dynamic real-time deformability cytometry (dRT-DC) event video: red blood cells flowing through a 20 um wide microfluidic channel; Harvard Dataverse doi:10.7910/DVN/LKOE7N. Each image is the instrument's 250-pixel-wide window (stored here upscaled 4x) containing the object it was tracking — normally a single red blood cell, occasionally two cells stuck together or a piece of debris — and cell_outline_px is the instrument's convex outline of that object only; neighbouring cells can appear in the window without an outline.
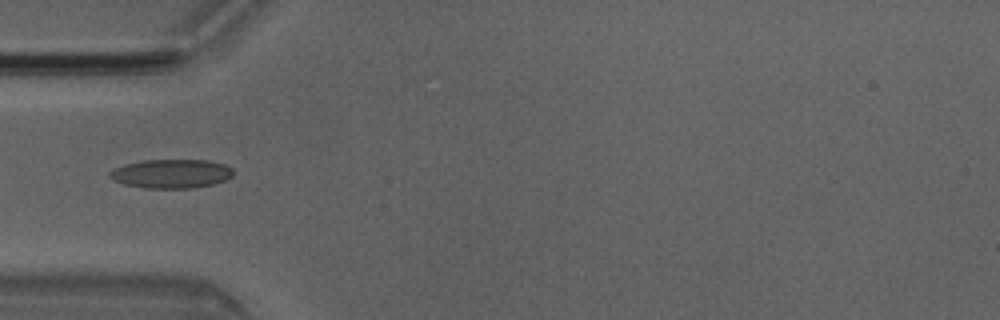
{"species": "Egyptian fruit bat (a non-hibernating species)", "species_latin": "Rousettus aegyptiacus", "temperature_condition": "room temperature", "stored_images_in_passage": 35, "camera_frame_rate_fps": 3000, "um_per_image_px": 0.085, "animal": {"sex": "male"}, "frame": {"image": 1, "passage_image": 1, "time_ms": 0.0, "image_size_px": [1000, 320], "cell_outline_px": [[232, 176], [224, 180], [212, 184], [192, 188], [144, 188], [124, 184], [112, 180], [108, 176], [108, 172], [124, 164], [144, 160], [208, 160], [224, 164], [232, 168]], "centroid_in_image_um": [14.52, 14.76], "position_along_channel_um": 70.5, "area_um2": 20.81}}
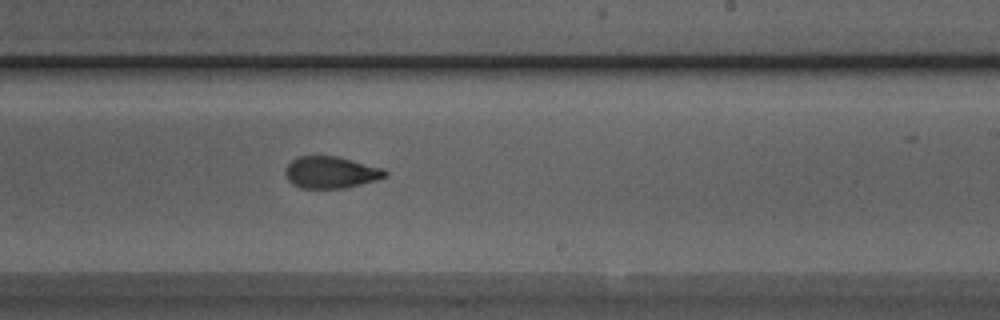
{"frame": {"image": 2, "passage_image": 15, "time_ms": 4.667, "image_size_px": [1000, 320], "cell_outline_px": [[388, 176], [376, 180], [344, 188], [300, 188], [292, 184], [288, 180], [284, 172], [288, 164], [296, 156], [336, 156], [384, 168], [388, 172]], "centroid_in_image_um": [28.12, 14.65], "position_along_channel_um": 260.9, "area_um2": 18.55}}
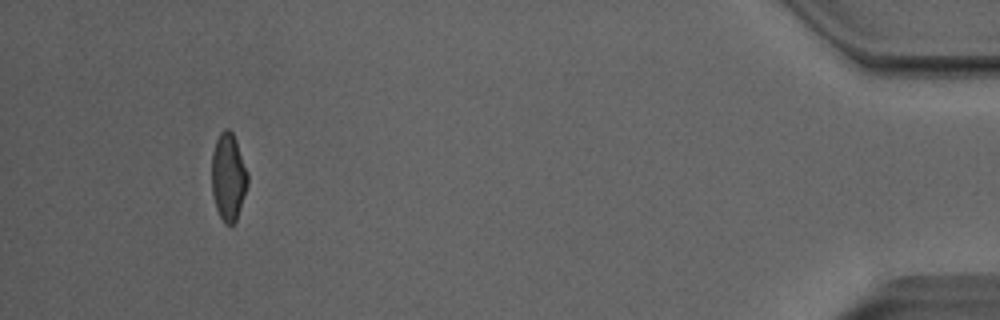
{"frame": {"image": 3, "passage_image": 32, "time_ms": 10.333, "image_size_px": [1000, 320], "cell_outline_px": [[248, 184], [236, 220], [232, 224], [224, 224], [216, 208], [212, 192], [212, 152], [216, 140], [220, 132], [224, 128], [228, 128], [232, 132], [236, 140], [248, 172]], "centroid_in_image_um": [19.41, 15.01], "position_along_channel_um": 415.8, "area_um2": 18.32}}